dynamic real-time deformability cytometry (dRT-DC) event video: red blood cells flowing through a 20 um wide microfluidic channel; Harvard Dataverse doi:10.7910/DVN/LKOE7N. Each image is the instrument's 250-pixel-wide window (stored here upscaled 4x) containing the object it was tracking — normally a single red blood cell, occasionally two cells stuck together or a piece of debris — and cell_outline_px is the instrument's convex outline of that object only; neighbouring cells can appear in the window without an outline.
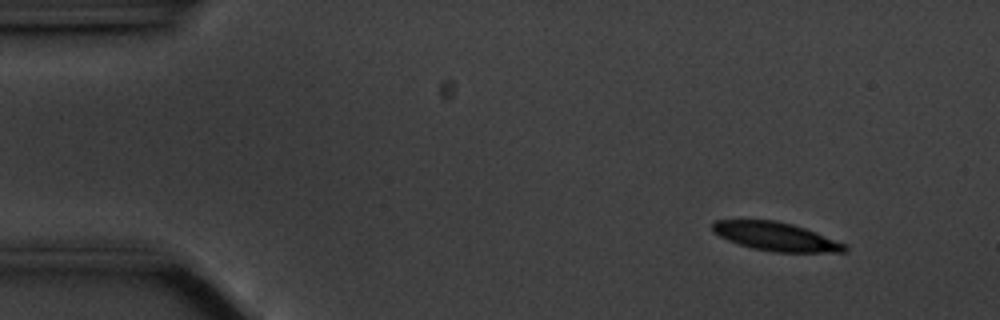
{"species": "common noctule bat (a hibernating species)", "species_latin": "Nyctalus noctula", "temperature_condition": "cold", "stored_images_in_passage": 16, "camera_frame_rate_fps": 3000, "um_per_image_px": 0.085, "animal": {"sex": "male", "body_mass_g": 20.1, "forearm_length_mm": 53.5}, "frame": {"image": 1, "passage_image": 5, "time_ms": 1.333, "image_size_px": [1000, 320], "cell_outline_px": [[848, 252], [776, 252], [752, 248], [728, 240], [712, 232], [712, 224], [716, 220], [776, 220], [792, 224], [816, 232], [848, 244]], "centroid_in_image_um": [65.99, 20.11], "position_along_channel_um": 19.0, "area_um2": 22.02}}